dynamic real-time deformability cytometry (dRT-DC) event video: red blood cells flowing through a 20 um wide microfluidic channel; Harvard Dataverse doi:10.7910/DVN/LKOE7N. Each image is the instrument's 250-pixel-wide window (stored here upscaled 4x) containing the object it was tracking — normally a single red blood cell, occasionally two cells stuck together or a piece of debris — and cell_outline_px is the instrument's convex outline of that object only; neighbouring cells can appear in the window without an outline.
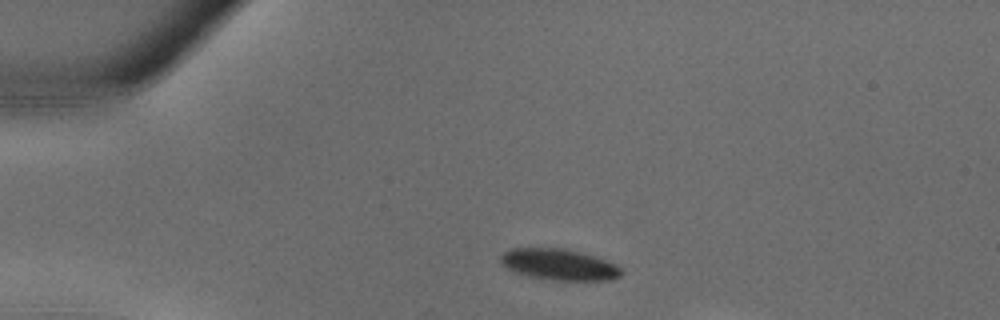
{"species": "common noctule bat (a hibernating species)", "species_latin": "Nyctalus noctula", "temperature_condition": "warm", "stored_images_in_passage": 7, "camera_frame_rate_fps": 3000, "um_per_image_px": 0.085, "animal": {"sex": "male", "body_mass_g": 18.8}, "frame": {"image": 1, "passage_image": 1, "time_ms": 0.0, "image_size_px": [1000, 320], "cell_outline_px": [[624, 272], [620, 276], [608, 280], [552, 280], [528, 276], [512, 272], [500, 264], [500, 256], [504, 252], [512, 248], [564, 248], [580, 252], [616, 264]], "centroid_in_image_um": [47.47, 22.49], "position_along_channel_um": 37.5, "area_um2": 21.96}}
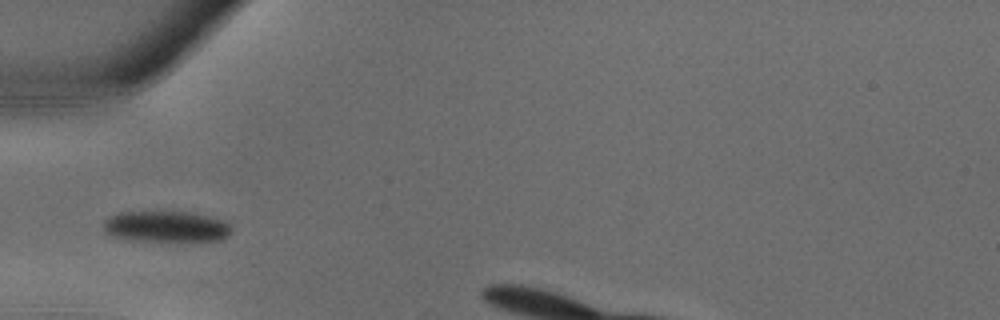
{"frame": {"image": 2, "passage_image": 5, "time_ms": 1.333, "image_size_px": [1000, 320], "cell_outline_px": [[232, 232], [228, 236], [220, 240], [140, 240], [112, 236], [104, 232], [104, 220], [108, 216], [120, 212], [196, 212], [212, 216], [224, 220], [232, 224]], "centroid_in_image_um": [14.18, 19.23], "position_along_channel_um": 70.8, "area_um2": 23.18}}